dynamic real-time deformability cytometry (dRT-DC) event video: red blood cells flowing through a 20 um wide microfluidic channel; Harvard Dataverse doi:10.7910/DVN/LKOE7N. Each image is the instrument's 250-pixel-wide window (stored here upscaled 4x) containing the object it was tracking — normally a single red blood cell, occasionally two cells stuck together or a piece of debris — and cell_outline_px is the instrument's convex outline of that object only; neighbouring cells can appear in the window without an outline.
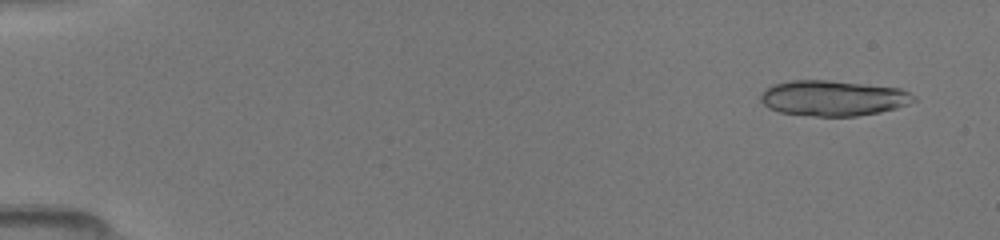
{"species": "common noctule bat (a hibernating species)", "species_latin": "Nyctalus noctula", "temperature_condition": "room temperature", "stored_images_in_passage": 69, "camera_frame_rate_fps": 3000, "um_per_image_px": 0.085, "animal": {"sex": "female", "body_mass_g": 19.5, "forearm_length_mm": 54.1}, "frame": {"image": 1, "passage_image": 2, "time_ms": 0.333, "image_size_px": [1000, 240], "cell_outline_px": [[916, 100], [908, 104], [896, 108], [880, 112], [856, 116], [816, 116], [780, 112], [768, 108], [760, 100], [760, 96], [772, 84], [792, 80], [828, 80], [900, 88], [916, 96]], "centroid_in_image_um": [70.82, 8.34], "position_along_channel_um": 14.2, "area_um2": 31.5}}
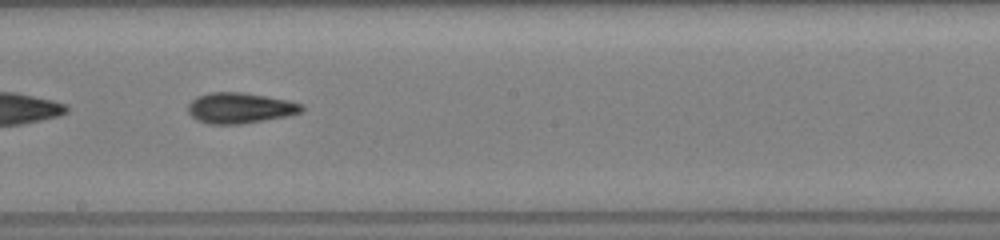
{"frame": {"image": 2, "passage_image": 41, "time_ms": 9.0, "image_size_px": [1000, 240], "cell_outline_px": [[304, 108], [300, 112], [284, 116], [264, 120], [236, 124], [208, 124], [196, 120], [188, 112], [188, 104], [196, 96], [208, 92], [244, 92], [288, 100], [304, 104]], "centroid_in_image_um": [20.36, 9.16], "position_along_channel_um": 227.8, "area_um2": 20.29}}
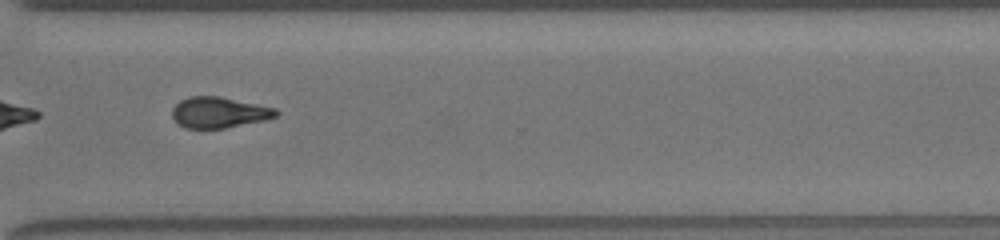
{"frame": {"image": 3, "passage_image": 52, "time_ms": 12.0, "image_size_px": [1000, 240], "cell_outline_px": [[280, 112], [276, 116], [264, 120], [224, 128], [184, 128], [176, 124], [172, 116], [172, 108], [180, 100], [188, 96], [220, 96], [276, 108]], "centroid_in_image_um": [18.58, 9.55], "position_along_channel_um": 352.0, "area_um2": 18.79}}